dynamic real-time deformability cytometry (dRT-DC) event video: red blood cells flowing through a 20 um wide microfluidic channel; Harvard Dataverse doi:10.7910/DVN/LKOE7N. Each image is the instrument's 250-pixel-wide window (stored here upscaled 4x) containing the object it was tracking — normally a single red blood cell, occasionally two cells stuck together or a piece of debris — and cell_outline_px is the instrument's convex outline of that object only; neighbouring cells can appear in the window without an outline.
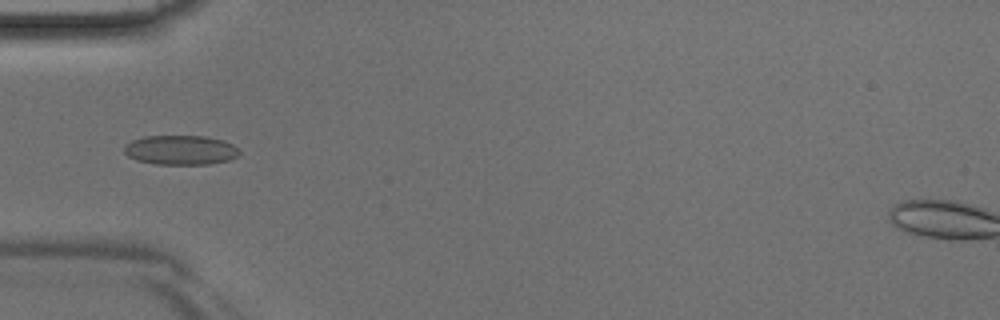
{"species": "Egyptian fruit bat (a non-hibernating species)", "species_latin": "Rousettus aegyptiacus", "temperature_condition": "room temperature", "stored_images_in_passage": 45, "camera_frame_rate_fps": 3000, "um_per_image_px": 0.085, "animal": {"sex": "male"}, "frame": {"image": 1, "passage_image": 15, "time_ms": 4.667, "image_size_px": [1000, 320], "cell_outline_px": [[240, 152], [236, 156], [228, 160], [208, 164], [156, 164], [136, 160], [128, 156], [124, 152], [124, 144], [132, 140], [144, 136], [204, 136], [224, 140], [232, 144]], "centroid_in_image_um": [15.31, 12.74], "position_along_channel_um": 69.7, "area_um2": 19.77}}
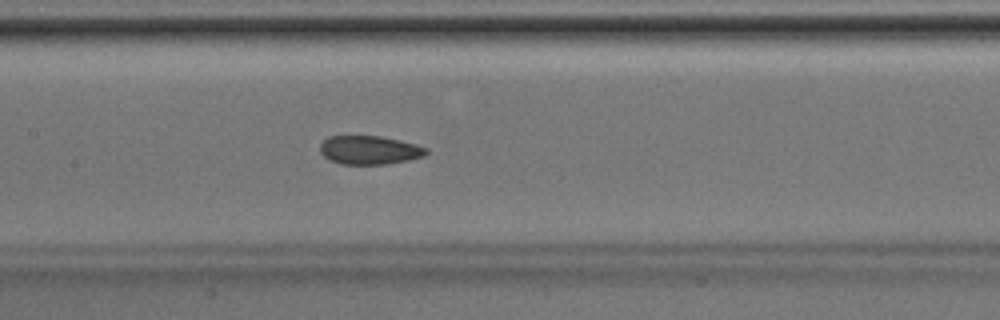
{"frame": {"image": 2, "passage_image": 22, "time_ms": 7.0, "image_size_px": [1000, 320], "cell_outline_px": [[428, 152], [424, 156], [408, 160], [388, 164], [340, 164], [328, 160], [320, 152], [320, 144], [328, 136], [380, 136], [400, 140], [416, 144], [428, 148]], "centroid_in_image_um": [31.4, 12.76], "position_along_channel_um": 176.0, "area_um2": 17.86}}
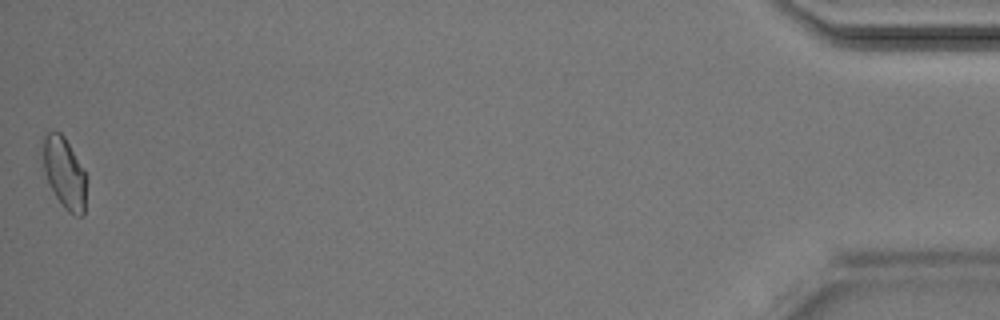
{"frame": {"image": 3, "passage_image": 45, "time_ms": 14.667, "image_size_px": [1000, 320], "cell_outline_px": [[84, 216], [76, 216], [68, 212], [64, 208], [56, 196], [48, 180], [44, 168], [44, 136], [48, 132], [60, 132], [64, 136], [84, 172]], "centroid_in_image_um": [5.47, 14.72], "position_along_channel_um": 429.7, "area_um2": 17.05}}